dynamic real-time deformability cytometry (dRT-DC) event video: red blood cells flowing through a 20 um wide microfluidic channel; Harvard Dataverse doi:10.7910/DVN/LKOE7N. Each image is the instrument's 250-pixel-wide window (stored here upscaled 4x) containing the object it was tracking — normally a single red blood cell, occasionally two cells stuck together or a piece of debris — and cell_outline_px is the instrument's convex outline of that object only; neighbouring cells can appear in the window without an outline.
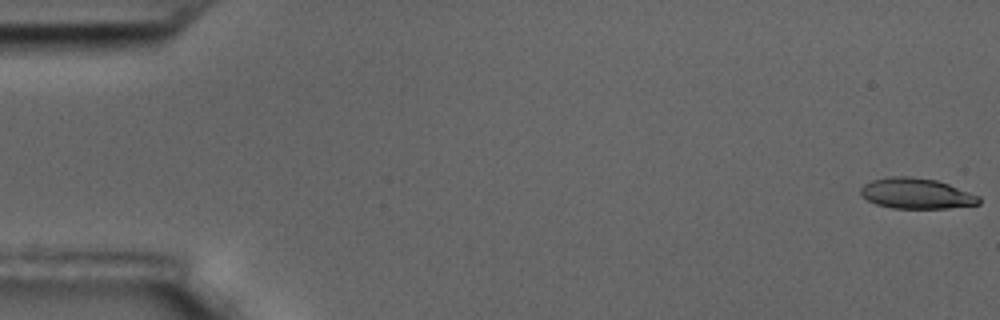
{"species": "common noctule bat (a hibernating species)", "species_latin": "Nyctalus noctula", "temperature_condition": "room temperature", "stored_images_in_passage": 11, "camera_frame_rate_fps": 3000, "um_per_image_px": 0.085, "animal": {"sex": "male", "body_mass_g": 17.5, "forearm_length_mm": 52.3}, "frame": {"image": 1, "passage_image": 1, "time_ms": 0.0, "image_size_px": [1000, 320], "cell_outline_px": [[980, 204], [948, 208], [892, 208], [876, 204], [860, 196], [860, 188], [864, 184], [872, 180], [888, 176], [908, 176], [936, 180], [948, 184], [980, 196]], "centroid_in_image_um": [77.86, 16.44], "position_along_channel_um": 7.1, "area_um2": 21.1}}